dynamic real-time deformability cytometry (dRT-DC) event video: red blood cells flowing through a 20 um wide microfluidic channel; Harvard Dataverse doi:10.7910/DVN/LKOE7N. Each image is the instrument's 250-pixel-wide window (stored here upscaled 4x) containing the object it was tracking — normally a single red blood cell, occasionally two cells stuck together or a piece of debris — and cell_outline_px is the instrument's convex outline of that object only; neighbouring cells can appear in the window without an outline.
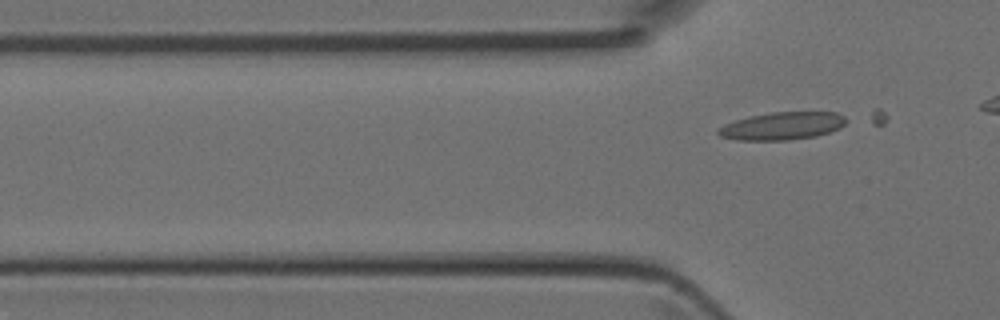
{"species": "Egyptian fruit bat (a non-hibernating species)", "species_latin": "Rousettus aegyptiacus", "temperature_condition": "room temperature", "stored_images_in_passage": 2, "camera_frame_rate_fps": 3000, "um_per_image_px": 0.085, "animal": {"sex": "female"}, "frame": {"image": 1, "passage_image": 2, "time_ms": 0.333, "image_size_px": [1000, 320], "cell_outline_px": [[848, 120], [840, 128], [816, 136], [788, 140], [736, 140], [720, 136], [716, 132], [724, 124], [748, 116], [772, 112], [836, 112], [844, 116]], "centroid_in_image_um": [66.49, 10.7], "position_along_channel_um": 59.3, "area_um2": 20.63}}